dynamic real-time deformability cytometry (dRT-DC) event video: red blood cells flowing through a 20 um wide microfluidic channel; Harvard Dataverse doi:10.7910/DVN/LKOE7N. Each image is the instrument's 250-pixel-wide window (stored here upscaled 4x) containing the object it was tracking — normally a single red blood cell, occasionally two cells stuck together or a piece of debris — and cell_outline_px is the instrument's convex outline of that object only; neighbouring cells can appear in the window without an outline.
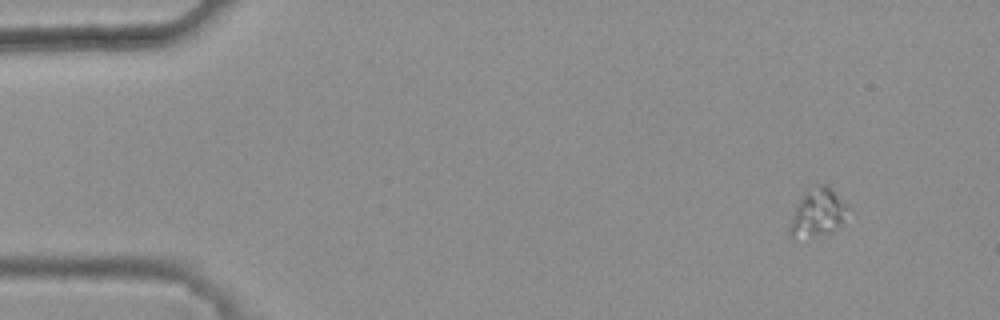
{"species": "common noctule bat (a hibernating species)", "species_latin": "Nyctalus noctula", "temperature_condition": "warm", "stored_images_in_passage": 5, "camera_frame_rate_fps": 3000, "um_per_image_px": 0.085, "animal": {"sex": "female", "body_mass_g": 25.1}, "frame": {"image": 1, "passage_image": 1, "time_ms": 0.0, "image_size_px": [1000, 320], "cell_outline_px": [[848, 208], [840, 220], [832, 228], [812, 236], [792, 240], [788, 236], [788, 232], [796, 208], [804, 192], [816, 184], [828, 184], [832, 188]], "centroid_in_image_um": [69.41, 18.03], "position_along_channel_um": 15.6, "area_um2": 15.32}}